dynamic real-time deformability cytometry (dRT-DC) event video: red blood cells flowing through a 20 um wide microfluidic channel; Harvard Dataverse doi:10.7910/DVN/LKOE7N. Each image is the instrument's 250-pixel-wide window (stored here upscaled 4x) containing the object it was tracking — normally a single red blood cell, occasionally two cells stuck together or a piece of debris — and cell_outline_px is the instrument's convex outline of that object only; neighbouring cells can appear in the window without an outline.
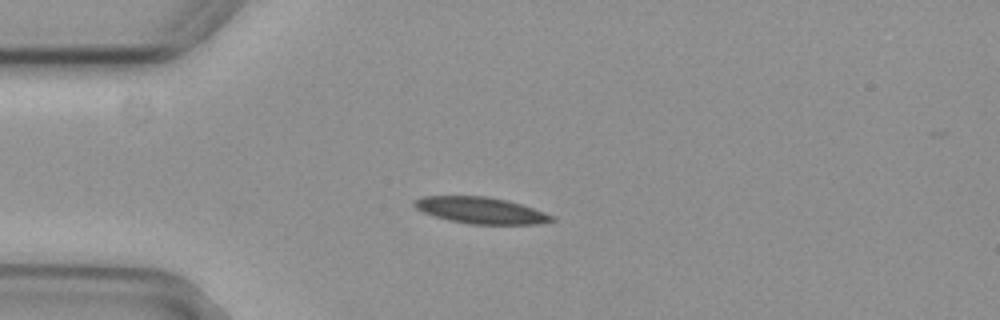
{"species": "common noctule bat (a hibernating species)", "species_latin": "Nyctalus noctula", "temperature_condition": "cold", "stored_images_in_passage": 2, "camera_frame_rate_fps": 3000, "um_per_image_px": 0.085, "animal": {"sex": "female", "body_mass_g": 29.2, "forearm_length_mm": 56.3}, "frame": {"image": 1, "passage_image": 1, "time_ms": 0.0, "image_size_px": [1000, 320], "cell_outline_px": [[556, 220], [540, 224], [468, 224], [448, 220], [424, 212], [416, 208], [412, 204], [412, 200], [424, 196], [484, 196], [508, 200], [556, 216]], "centroid_in_image_um": [40.88, 17.88], "position_along_channel_um": 44.1, "area_um2": 21.21}}
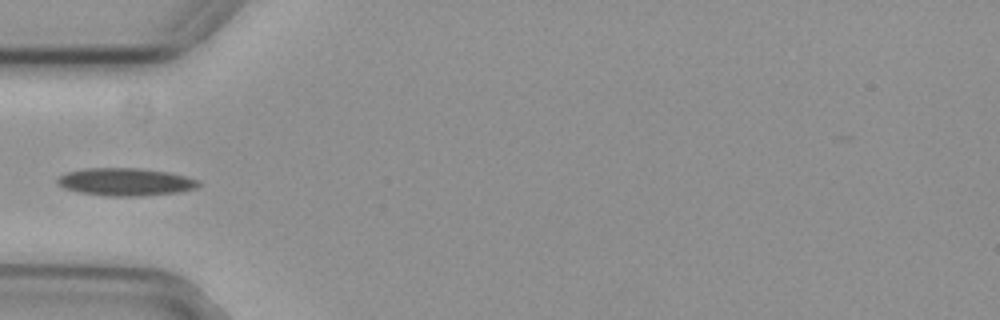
{"frame": {"image": 2, "passage_image": 2, "time_ms": 0.333, "image_size_px": [1000, 320], "cell_outline_px": [[200, 184], [196, 188], [176, 192], [140, 196], [108, 196], [76, 192], [64, 188], [56, 180], [60, 176], [68, 172], [84, 168], [140, 168], [168, 172], [200, 180]], "centroid_in_image_um": [10.66, 15.46], "position_along_channel_um": 74.3, "area_um2": 22.66}}